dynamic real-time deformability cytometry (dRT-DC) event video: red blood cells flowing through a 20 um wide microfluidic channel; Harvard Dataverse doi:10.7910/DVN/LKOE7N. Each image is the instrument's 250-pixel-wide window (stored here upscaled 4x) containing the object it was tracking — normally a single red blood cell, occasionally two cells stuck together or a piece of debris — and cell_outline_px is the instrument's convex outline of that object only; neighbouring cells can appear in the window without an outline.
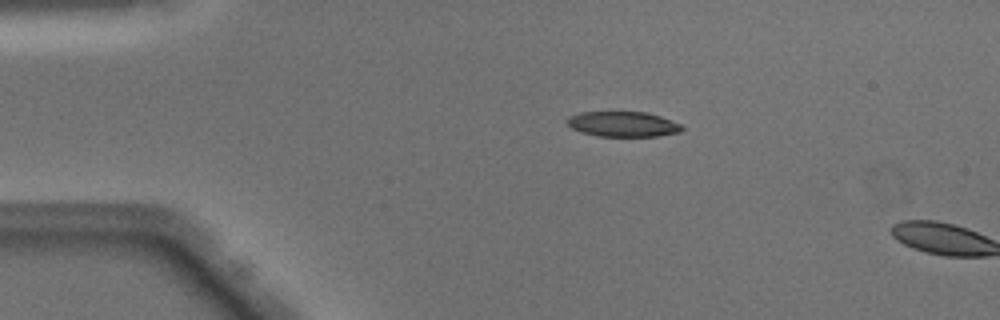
{"species": "Egyptian fruit bat (a non-hibernating species)", "species_latin": "Rousettus aegyptiacus", "temperature_condition": "warm", "stored_images_in_passage": 11, "camera_frame_rate_fps": 3000, "um_per_image_px": 0.085, "animal": {"sex": "male"}, "frame": {"image": 1, "passage_image": 10, "time_ms": 3.0, "image_size_px": [1000, 320], "cell_outline_px": [[684, 128], [680, 132], [660, 136], [596, 136], [580, 132], [572, 128], [568, 124], [568, 116], [580, 112], [648, 112], [660, 116], [680, 124]], "centroid_in_image_um": [52.95, 10.55], "position_along_channel_um": 32.1, "area_um2": 16.88}}